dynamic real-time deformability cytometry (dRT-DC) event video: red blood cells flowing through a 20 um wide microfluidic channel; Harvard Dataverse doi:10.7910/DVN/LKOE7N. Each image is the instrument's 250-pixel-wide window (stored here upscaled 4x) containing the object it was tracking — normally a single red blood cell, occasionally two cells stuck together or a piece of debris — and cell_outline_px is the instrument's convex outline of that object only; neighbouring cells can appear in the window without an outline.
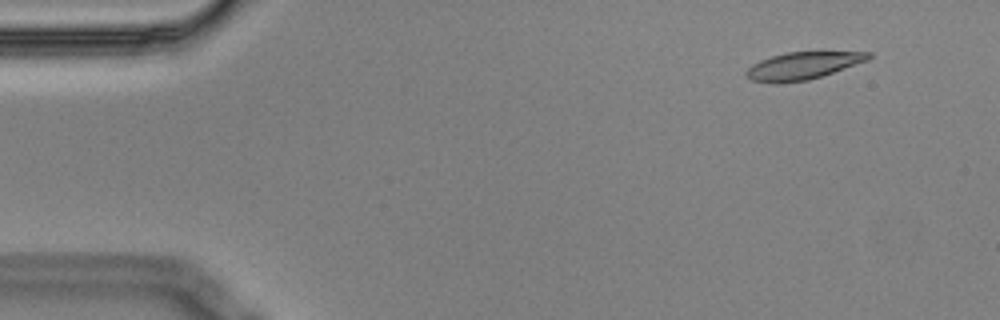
{"species": "Egyptian fruit bat (a non-hibernating species)", "species_latin": "Rousettus aegyptiacus", "temperature_condition": "cold", "stored_images_in_passage": 6, "camera_frame_rate_fps": 3000, "um_per_image_px": 0.085, "animal": {"sex": "male"}, "frame": {"image": 1, "passage_image": 2, "time_ms": 0.333, "image_size_px": [1000, 320], "cell_outline_px": [[872, 56], [868, 60], [808, 80], [780, 84], [772, 84], [752, 80], [744, 72], [752, 64], [760, 60], [772, 56], [788, 52], [820, 48], [872, 52]], "centroid_in_image_um": [68.32, 5.52], "position_along_channel_um": 16.7, "area_um2": 20.58}}
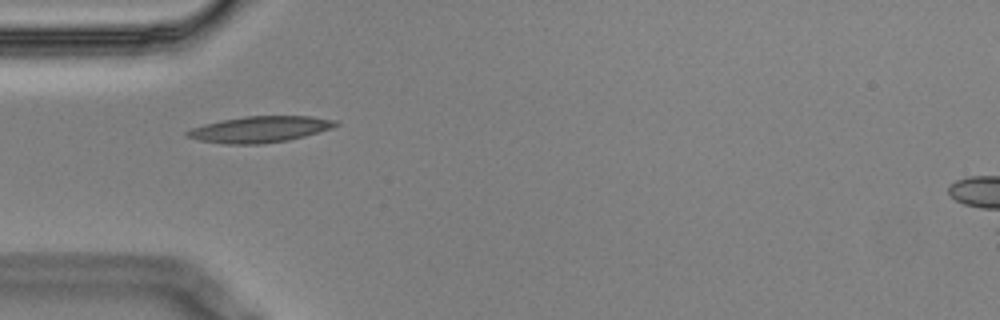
{"frame": {"image": 2, "passage_image": 5, "time_ms": 1.333, "image_size_px": [1000, 320], "cell_outline_px": [[340, 124], [332, 128], [304, 136], [288, 140], [260, 144], [224, 144], [200, 140], [184, 136], [184, 132], [192, 128], [204, 124], [220, 120], [244, 116], [312, 116], [336, 120]], "centroid_in_image_um": [22.07, 10.99], "position_along_channel_um": 62.9, "area_um2": 22.72}}
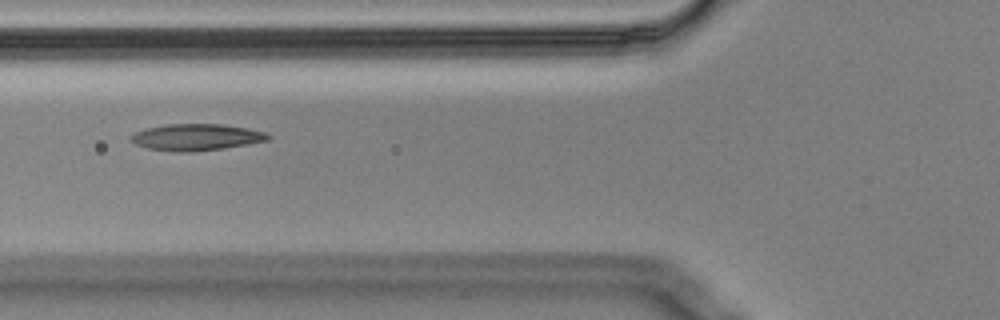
{"frame": {"image": 3, "passage_image": 6, "time_ms": 1.667, "image_size_px": [1000, 320], "cell_outline_px": [[272, 136], [268, 140], [248, 144], [224, 148], [192, 152], [172, 152], [148, 148], [136, 144], [128, 136], [144, 128], [164, 124], [224, 124], [248, 128], [264, 132]], "centroid_in_image_um": [16.67, 11.66], "position_along_channel_um": 109.1, "area_um2": 21.39}}